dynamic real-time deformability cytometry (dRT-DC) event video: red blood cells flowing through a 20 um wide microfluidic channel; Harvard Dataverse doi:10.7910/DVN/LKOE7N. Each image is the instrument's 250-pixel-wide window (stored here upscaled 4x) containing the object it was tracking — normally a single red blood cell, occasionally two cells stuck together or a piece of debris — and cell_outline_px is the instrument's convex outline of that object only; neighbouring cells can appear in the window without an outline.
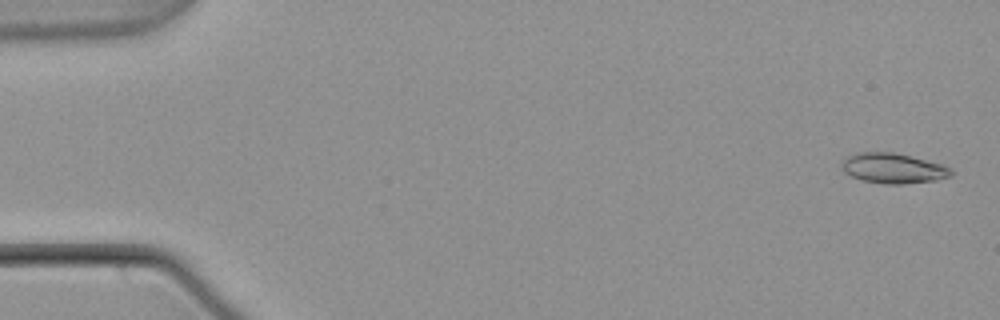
{"species": "common noctule bat (a hibernating species)", "species_latin": "Nyctalus noctula", "temperature_condition": "warm", "stored_images_in_passage": 51, "camera_frame_rate_fps": 3000, "um_per_image_px": 0.085, "animal": {"sex": "male", "body_mass_g": 21.5, "forearm_length_mm": 52.0}, "frame": {"image": 1, "passage_image": 2, "time_ms": 0.333, "image_size_px": [1000, 320], "cell_outline_px": [[952, 176], [936, 180], [904, 184], [884, 184], [860, 180], [844, 172], [840, 168], [840, 164], [848, 156], [860, 152], [892, 152], [912, 156], [944, 164], [952, 168]], "centroid_in_image_um": [75.94, 14.31], "position_along_channel_um": 9.1, "area_um2": 19.48}}
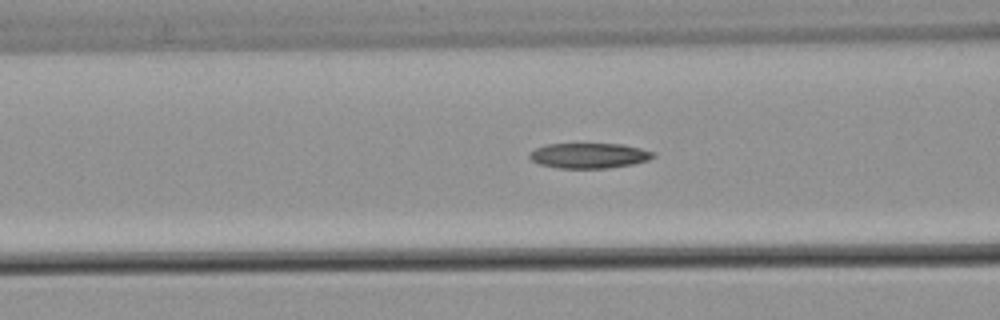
{"frame": {"image": 2, "passage_image": 22, "time_ms": 7.0, "image_size_px": [1000, 320], "cell_outline_px": [[656, 156], [648, 160], [632, 164], [608, 168], [560, 168], [540, 164], [532, 160], [528, 156], [536, 148], [548, 144], [624, 144], [656, 152]], "centroid_in_image_um": [50.13, 13.22], "position_along_channel_um": 116.5, "area_um2": 18.09}}
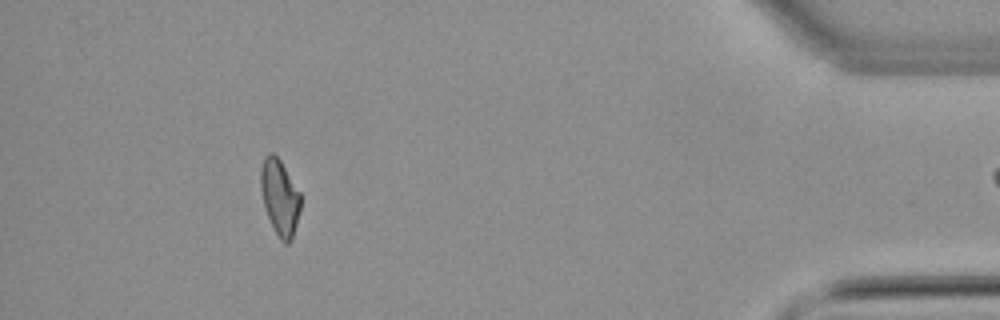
{"frame": {"image": 3, "passage_image": 50, "time_ms": 16.333, "image_size_px": [1000, 320], "cell_outline_px": [[300, 212], [292, 240], [288, 244], [284, 244], [280, 240], [268, 216], [264, 204], [260, 188], [260, 168], [264, 156], [268, 152], [272, 152], [280, 160], [300, 192]], "centroid_in_image_um": [23.78, 16.76], "position_along_channel_um": 411.4, "area_um2": 17.63}}